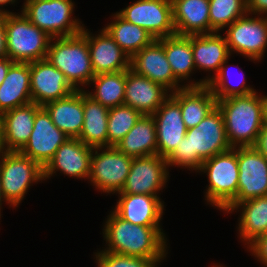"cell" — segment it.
Segmentation results:
<instances>
[{"mask_svg":"<svg viewBox=\"0 0 267 267\" xmlns=\"http://www.w3.org/2000/svg\"><path fill=\"white\" fill-rule=\"evenodd\" d=\"M231 148L222 112L216 106L197 126L187 129L186 135L166 161L168 165L177 164L200 170L206 159Z\"/></svg>","mask_w":267,"mask_h":267,"instance_id":"obj_1","label":"cell"},{"mask_svg":"<svg viewBox=\"0 0 267 267\" xmlns=\"http://www.w3.org/2000/svg\"><path fill=\"white\" fill-rule=\"evenodd\" d=\"M105 238L109 251L116 254L161 259L165 252V241L159 226H142L128 222L115 212L108 218Z\"/></svg>","mask_w":267,"mask_h":267,"instance_id":"obj_2","label":"cell"},{"mask_svg":"<svg viewBox=\"0 0 267 267\" xmlns=\"http://www.w3.org/2000/svg\"><path fill=\"white\" fill-rule=\"evenodd\" d=\"M191 47L193 50L194 64L201 69H216V78L206 79L188 87H201L207 85L213 92L216 100L229 98L232 96H246L254 93L252 88L245 87V81L240 84L241 89L231 88L226 85V69L224 64L230 54L226 39L214 33H204L191 35Z\"/></svg>","mask_w":267,"mask_h":267,"instance_id":"obj_3","label":"cell"},{"mask_svg":"<svg viewBox=\"0 0 267 267\" xmlns=\"http://www.w3.org/2000/svg\"><path fill=\"white\" fill-rule=\"evenodd\" d=\"M264 97L256 92L246 96H232L217 101L222 112L226 136L231 147L253 146L263 128Z\"/></svg>","mask_w":267,"mask_h":267,"instance_id":"obj_4","label":"cell"},{"mask_svg":"<svg viewBox=\"0 0 267 267\" xmlns=\"http://www.w3.org/2000/svg\"><path fill=\"white\" fill-rule=\"evenodd\" d=\"M53 45L49 44L47 59L59 69L77 89V83H87L95 76L90 60L87 31L74 36L59 37Z\"/></svg>","mask_w":267,"mask_h":267,"instance_id":"obj_5","label":"cell"},{"mask_svg":"<svg viewBox=\"0 0 267 267\" xmlns=\"http://www.w3.org/2000/svg\"><path fill=\"white\" fill-rule=\"evenodd\" d=\"M8 57L13 62L30 63L45 59L52 39L45 31L32 24L22 13L4 16Z\"/></svg>","mask_w":267,"mask_h":267,"instance_id":"obj_6","label":"cell"},{"mask_svg":"<svg viewBox=\"0 0 267 267\" xmlns=\"http://www.w3.org/2000/svg\"><path fill=\"white\" fill-rule=\"evenodd\" d=\"M73 6L70 0H27L23 14L52 38L74 36L83 28L77 20H70Z\"/></svg>","mask_w":267,"mask_h":267,"instance_id":"obj_7","label":"cell"},{"mask_svg":"<svg viewBox=\"0 0 267 267\" xmlns=\"http://www.w3.org/2000/svg\"><path fill=\"white\" fill-rule=\"evenodd\" d=\"M234 149L206 159L200 168L208 171L207 200L220 209H225L237 196L239 167Z\"/></svg>","mask_w":267,"mask_h":267,"instance_id":"obj_8","label":"cell"},{"mask_svg":"<svg viewBox=\"0 0 267 267\" xmlns=\"http://www.w3.org/2000/svg\"><path fill=\"white\" fill-rule=\"evenodd\" d=\"M0 178L3 195L12 205L20 203L32 181L44 179V169L19 151L2 152Z\"/></svg>","mask_w":267,"mask_h":267,"instance_id":"obj_9","label":"cell"},{"mask_svg":"<svg viewBox=\"0 0 267 267\" xmlns=\"http://www.w3.org/2000/svg\"><path fill=\"white\" fill-rule=\"evenodd\" d=\"M237 162L239 167L236 198L224 209L234 210L243 201L267 196V158L253 146L239 147Z\"/></svg>","mask_w":267,"mask_h":267,"instance_id":"obj_10","label":"cell"},{"mask_svg":"<svg viewBox=\"0 0 267 267\" xmlns=\"http://www.w3.org/2000/svg\"><path fill=\"white\" fill-rule=\"evenodd\" d=\"M118 14L147 30L155 39L176 34L171 0H139Z\"/></svg>","mask_w":267,"mask_h":267,"instance_id":"obj_11","label":"cell"},{"mask_svg":"<svg viewBox=\"0 0 267 267\" xmlns=\"http://www.w3.org/2000/svg\"><path fill=\"white\" fill-rule=\"evenodd\" d=\"M68 138L54 125L50 114L42 106L36 112L29 140L19 152L44 168Z\"/></svg>","mask_w":267,"mask_h":267,"instance_id":"obj_12","label":"cell"},{"mask_svg":"<svg viewBox=\"0 0 267 267\" xmlns=\"http://www.w3.org/2000/svg\"><path fill=\"white\" fill-rule=\"evenodd\" d=\"M30 90L32 102L44 106L75 92L65 75L47 58L30 62Z\"/></svg>","mask_w":267,"mask_h":267,"instance_id":"obj_13","label":"cell"},{"mask_svg":"<svg viewBox=\"0 0 267 267\" xmlns=\"http://www.w3.org/2000/svg\"><path fill=\"white\" fill-rule=\"evenodd\" d=\"M133 158L119 151L115 146L107 147L106 152L92 154L91 181L103 192H120L130 172Z\"/></svg>","mask_w":267,"mask_h":267,"instance_id":"obj_14","label":"cell"},{"mask_svg":"<svg viewBox=\"0 0 267 267\" xmlns=\"http://www.w3.org/2000/svg\"><path fill=\"white\" fill-rule=\"evenodd\" d=\"M166 158L148 155L133 158L130 172L119 194H146L157 196L167 180Z\"/></svg>","mask_w":267,"mask_h":267,"instance_id":"obj_15","label":"cell"},{"mask_svg":"<svg viewBox=\"0 0 267 267\" xmlns=\"http://www.w3.org/2000/svg\"><path fill=\"white\" fill-rule=\"evenodd\" d=\"M226 43L231 49L259 60L267 45V18L241 17L229 25Z\"/></svg>","mask_w":267,"mask_h":267,"instance_id":"obj_16","label":"cell"},{"mask_svg":"<svg viewBox=\"0 0 267 267\" xmlns=\"http://www.w3.org/2000/svg\"><path fill=\"white\" fill-rule=\"evenodd\" d=\"M152 116L156 124L157 154L167 158L187 131L180 105L170 96Z\"/></svg>","mask_w":267,"mask_h":267,"instance_id":"obj_17","label":"cell"},{"mask_svg":"<svg viewBox=\"0 0 267 267\" xmlns=\"http://www.w3.org/2000/svg\"><path fill=\"white\" fill-rule=\"evenodd\" d=\"M130 69L164 88H175L178 80L166 58L162 38L155 39L151 44L138 51L130 59Z\"/></svg>","mask_w":267,"mask_h":267,"instance_id":"obj_18","label":"cell"},{"mask_svg":"<svg viewBox=\"0 0 267 267\" xmlns=\"http://www.w3.org/2000/svg\"><path fill=\"white\" fill-rule=\"evenodd\" d=\"M92 150L79 138H68L43 168L44 178L52 175L56 169L75 177H89Z\"/></svg>","mask_w":267,"mask_h":267,"instance_id":"obj_19","label":"cell"},{"mask_svg":"<svg viewBox=\"0 0 267 267\" xmlns=\"http://www.w3.org/2000/svg\"><path fill=\"white\" fill-rule=\"evenodd\" d=\"M166 88L133 70H126L124 104L142 115H152L166 100Z\"/></svg>","mask_w":267,"mask_h":267,"instance_id":"obj_20","label":"cell"},{"mask_svg":"<svg viewBox=\"0 0 267 267\" xmlns=\"http://www.w3.org/2000/svg\"><path fill=\"white\" fill-rule=\"evenodd\" d=\"M87 42L95 75L130 69V58L105 29L96 38L87 33Z\"/></svg>","mask_w":267,"mask_h":267,"instance_id":"obj_21","label":"cell"},{"mask_svg":"<svg viewBox=\"0 0 267 267\" xmlns=\"http://www.w3.org/2000/svg\"><path fill=\"white\" fill-rule=\"evenodd\" d=\"M42 106L34 102L1 114L3 146L5 151H20L29 140L36 112Z\"/></svg>","mask_w":267,"mask_h":267,"instance_id":"obj_22","label":"cell"},{"mask_svg":"<svg viewBox=\"0 0 267 267\" xmlns=\"http://www.w3.org/2000/svg\"><path fill=\"white\" fill-rule=\"evenodd\" d=\"M179 87L171 96L181 108L182 119L187 129L197 126L217 106V100L210 88Z\"/></svg>","mask_w":267,"mask_h":267,"instance_id":"obj_23","label":"cell"},{"mask_svg":"<svg viewBox=\"0 0 267 267\" xmlns=\"http://www.w3.org/2000/svg\"><path fill=\"white\" fill-rule=\"evenodd\" d=\"M122 195L115 213L122 219L136 225L159 226L163 205L157 196L146 194Z\"/></svg>","mask_w":267,"mask_h":267,"instance_id":"obj_24","label":"cell"},{"mask_svg":"<svg viewBox=\"0 0 267 267\" xmlns=\"http://www.w3.org/2000/svg\"><path fill=\"white\" fill-rule=\"evenodd\" d=\"M54 125L69 138H78L84 122L83 92L77 89L68 97L43 106Z\"/></svg>","mask_w":267,"mask_h":267,"instance_id":"obj_25","label":"cell"},{"mask_svg":"<svg viewBox=\"0 0 267 267\" xmlns=\"http://www.w3.org/2000/svg\"><path fill=\"white\" fill-rule=\"evenodd\" d=\"M173 25L178 35L210 33L209 0H171Z\"/></svg>","mask_w":267,"mask_h":267,"instance_id":"obj_26","label":"cell"},{"mask_svg":"<svg viewBox=\"0 0 267 267\" xmlns=\"http://www.w3.org/2000/svg\"><path fill=\"white\" fill-rule=\"evenodd\" d=\"M31 102L30 63L15 62L0 85V114Z\"/></svg>","mask_w":267,"mask_h":267,"instance_id":"obj_27","label":"cell"},{"mask_svg":"<svg viewBox=\"0 0 267 267\" xmlns=\"http://www.w3.org/2000/svg\"><path fill=\"white\" fill-rule=\"evenodd\" d=\"M84 122L78 137L84 144L99 149L108 147V113L109 108L83 92Z\"/></svg>","mask_w":267,"mask_h":267,"instance_id":"obj_28","label":"cell"},{"mask_svg":"<svg viewBox=\"0 0 267 267\" xmlns=\"http://www.w3.org/2000/svg\"><path fill=\"white\" fill-rule=\"evenodd\" d=\"M132 158L157 155L156 124L152 115H142L115 146Z\"/></svg>","mask_w":267,"mask_h":267,"instance_id":"obj_29","label":"cell"},{"mask_svg":"<svg viewBox=\"0 0 267 267\" xmlns=\"http://www.w3.org/2000/svg\"><path fill=\"white\" fill-rule=\"evenodd\" d=\"M114 18L116 22L104 29L130 59L155 40L147 30L126 21L118 13Z\"/></svg>","mask_w":267,"mask_h":267,"instance_id":"obj_30","label":"cell"},{"mask_svg":"<svg viewBox=\"0 0 267 267\" xmlns=\"http://www.w3.org/2000/svg\"><path fill=\"white\" fill-rule=\"evenodd\" d=\"M166 58L172 68L174 77L179 81L189 76L195 67L191 35L174 34L162 38Z\"/></svg>","mask_w":267,"mask_h":267,"instance_id":"obj_31","label":"cell"},{"mask_svg":"<svg viewBox=\"0 0 267 267\" xmlns=\"http://www.w3.org/2000/svg\"><path fill=\"white\" fill-rule=\"evenodd\" d=\"M243 206L240 234L243 239L253 242L267 233V196L257 197L238 203L234 208Z\"/></svg>","mask_w":267,"mask_h":267,"instance_id":"obj_32","label":"cell"},{"mask_svg":"<svg viewBox=\"0 0 267 267\" xmlns=\"http://www.w3.org/2000/svg\"><path fill=\"white\" fill-rule=\"evenodd\" d=\"M91 81L96 85L94 95L89 93L94 100L108 108L124 104L126 70L97 74Z\"/></svg>","mask_w":267,"mask_h":267,"instance_id":"obj_33","label":"cell"},{"mask_svg":"<svg viewBox=\"0 0 267 267\" xmlns=\"http://www.w3.org/2000/svg\"><path fill=\"white\" fill-rule=\"evenodd\" d=\"M141 116L142 114L139 111L125 104L109 108L107 123L108 147L116 146Z\"/></svg>","mask_w":267,"mask_h":267,"instance_id":"obj_34","label":"cell"},{"mask_svg":"<svg viewBox=\"0 0 267 267\" xmlns=\"http://www.w3.org/2000/svg\"><path fill=\"white\" fill-rule=\"evenodd\" d=\"M210 32L231 25L247 12L246 0H209Z\"/></svg>","mask_w":267,"mask_h":267,"instance_id":"obj_35","label":"cell"},{"mask_svg":"<svg viewBox=\"0 0 267 267\" xmlns=\"http://www.w3.org/2000/svg\"><path fill=\"white\" fill-rule=\"evenodd\" d=\"M107 267H155L160 259H149L141 257L126 256L103 251L97 255Z\"/></svg>","mask_w":267,"mask_h":267,"instance_id":"obj_36","label":"cell"},{"mask_svg":"<svg viewBox=\"0 0 267 267\" xmlns=\"http://www.w3.org/2000/svg\"><path fill=\"white\" fill-rule=\"evenodd\" d=\"M251 250L267 266V233L250 242Z\"/></svg>","mask_w":267,"mask_h":267,"instance_id":"obj_37","label":"cell"},{"mask_svg":"<svg viewBox=\"0 0 267 267\" xmlns=\"http://www.w3.org/2000/svg\"><path fill=\"white\" fill-rule=\"evenodd\" d=\"M253 147L267 158V126H263Z\"/></svg>","mask_w":267,"mask_h":267,"instance_id":"obj_38","label":"cell"},{"mask_svg":"<svg viewBox=\"0 0 267 267\" xmlns=\"http://www.w3.org/2000/svg\"><path fill=\"white\" fill-rule=\"evenodd\" d=\"M247 1V13L249 12H267V0H246Z\"/></svg>","mask_w":267,"mask_h":267,"instance_id":"obj_39","label":"cell"},{"mask_svg":"<svg viewBox=\"0 0 267 267\" xmlns=\"http://www.w3.org/2000/svg\"><path fill=\"white\" fill-rule=\"evenodd\" d=\"M8 57L4 19L0 23V58Z\"/></svg>","mask_w":267,"mask_h":267,"instance_id":"obj_40","label":"cell"},{"mask_svg":"<svg viewBox=\"0 0 267 267\" xmlns=\"http://www.w3.org/2000/svg\"><path fill=\"white\" fill-rule=\"evenodd\" d=\"M9 57L0 58V85L4 81L9 68L14 64Z\"/></svg>","mask_w":267,"mask_h":267,"instance_id":"obj_41","label":"cell"},{"mask_svg":"<svg viewBox=\"0 0 267 267\" xmlns=\"http://www.w3.org/2000/svg\"><path fill=\"white\" fill-rule=\"evenodd\" d=\"M263 126H267V97H264L263 105Z\"/></svg>","mask_w":267,"mask_h":267,"instance_id":"obj_42","label":"cell"},{"mask_svg":"<svg viewBox=\"0 0 267 267\" xmlns=\"http://www.w3.org/2000/svg\"><path fill=\"white\" fill-rule=\"evenodd\" d=\"M5 147L3 146V138H2V119H1V114H0V153H2L3 149Z\"/></svg>","mask_w":267,"mask_h":267,"instance_id":"obj_43","label":"cell"},{"mask_svg":"<svg viewBox=\"0 0 267 267\" xmlns=\"http://www.w3.org/2000/svg\"><path fill=\"white\" fill-rule=\"evenodd\" d=\"M99 267H107V265L97 256Z\"/></svg>","mask_w":267,"mask_h":267,"instance_id":"obj_44","label":"cell"},{"mask_svg":"<svg viewBox=\"0 0 267 267\" xmlns=\"http://www.w3.org/2000/svg\"><path fill=\"white\" fill-rule=\"evenodd\" d=\"M8 12H6V11H1L0 10V23L3 21V19H4V16H5V14H7Z\"/></svg>","mask_w":267,"mask_h":267,"instance_id":"obj_45","label":"cell"},{"mask_svg":"<svg viewBox=\"0 0 267 267\" xmlns=\"http://www.w3.org/2000/svg\"><path fill=\"white\" fill-rule=\"evenodd\" d=\"M3 196V197H1ZM2 198H5L4 195H3V191H2V184H1V178H0V201ZM1 203V202H0ZM1 205V204H0Z\"/></svg>","mask_w":267,"mask_h":267,"instance_id":"obj_46","label":"cell"},{"mask_svg":"<svg viewBox=\"0 0 267 267\" xmlns=\"http://www.w3.org/2000/svg\"><path fill=\"white\" fill-rule=\"evenodd\" d=\"M15 0H0V5L1 4H6V3H10V2H14Z\"/></svg>","mask_w":267,"mask_h":267,"instance_id":"obj_47","label":"cell"}]
</instances>
